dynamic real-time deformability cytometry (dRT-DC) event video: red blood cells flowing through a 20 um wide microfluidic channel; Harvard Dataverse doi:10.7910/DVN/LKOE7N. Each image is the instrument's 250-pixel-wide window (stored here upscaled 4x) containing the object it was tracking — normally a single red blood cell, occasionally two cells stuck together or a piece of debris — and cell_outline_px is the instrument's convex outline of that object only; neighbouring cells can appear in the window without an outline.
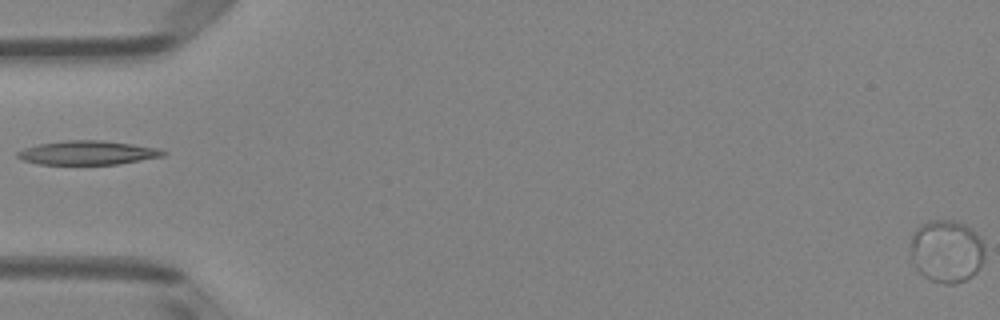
{"species": "Egyptian fruit bat (a non-hibernating species)", "species_latin": "Rousettus aegyptiacus", "temperature_condition": "room temperature", "stored_images_in_passage": 52, "camera_frame_rate_fps": 3000, "um_per_image_px": 0.085, "animal": {"sex": "female"}, "frame": {"image": 1, "passage_image": 1, "time_ms": 0.0, "image_size_px": [1000, 320], "cell_outline_px": [[984, 260], [976, 272], [972, 276], [956, 284], [944, 284], [932, 280], [924, 276], [916, 268], [912, 252], [912, 240], [916, 228], [932, 220], [956, 220], [972, 228], [980, 240], [984, 248]], "centroid_in_image_um": [80.5, 21.35], "position_along_channel_um": 4.5, "area_um2": 26.76}}
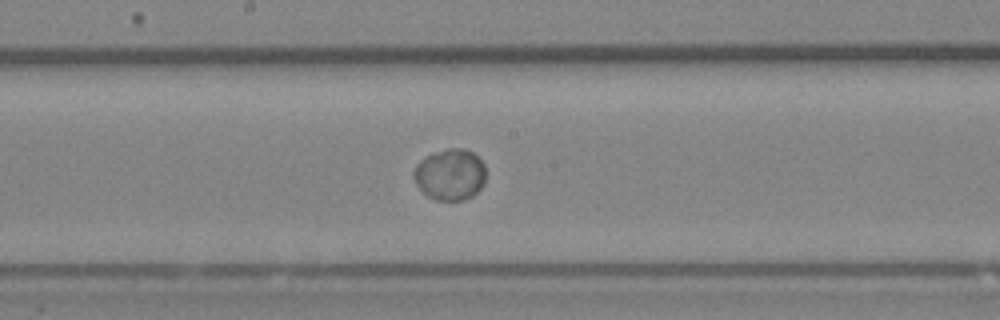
{"frame": {"image": 2, "passage_image": 29, "time_ms": 9.333, "image_size_px": [1000, 320], "cell_outline_px": [[484, 184], [472, 196], [464, 200], [436, 200], [428, 196], [416, 184], [412, 176], [412, 172], [416, 164], [420, 160], [436, 152], [448, 148], [464, 148], [472, 152], [484, 164]], "centroid_in_image_um": [38.24, 14.84], "position_along_channel_um": 210.0, "area_um2": 21.44}}
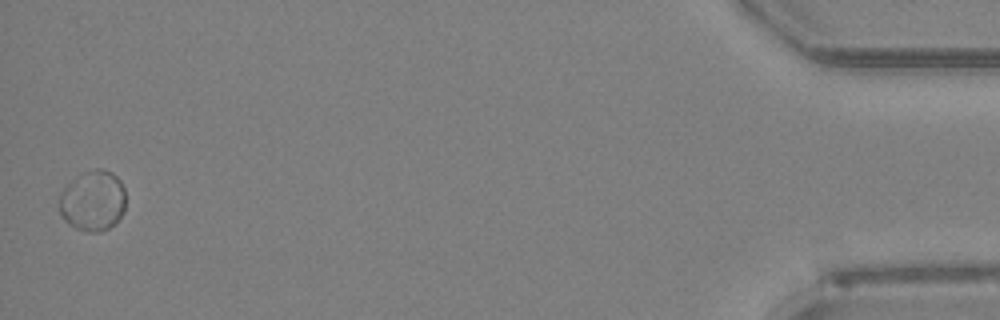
{"frame": {"image": 3, "passage_image": 52, "time_ms": 17.0, "image_size_px": [1000, 320], "cell_outline_px": [[124, 212], [108, 228], [96, 232], [88, 232], [76, 228], [64, 220], [60, 212], [60, 196], [64, 188], [68, 184], [84, 172], [96, 168], [104, 168], [112, 172], [120, 180], [124, 188]], "centroid_in_image_um": [7.9, 17.05], "position_along_channel_um": 427.3, "area_um2": 23.12}, "authors_computed_cell_mechanics": {"area_um2": 22.7154, "velocity_mm_per_s": 3.9753, "shape_relaxation_time_tau1_ms": 3.8568, "shape_relaxation_time_tau2_ms": null, "deformation_change_tau1": 0.0271, "deformation_change_tau2": null}}